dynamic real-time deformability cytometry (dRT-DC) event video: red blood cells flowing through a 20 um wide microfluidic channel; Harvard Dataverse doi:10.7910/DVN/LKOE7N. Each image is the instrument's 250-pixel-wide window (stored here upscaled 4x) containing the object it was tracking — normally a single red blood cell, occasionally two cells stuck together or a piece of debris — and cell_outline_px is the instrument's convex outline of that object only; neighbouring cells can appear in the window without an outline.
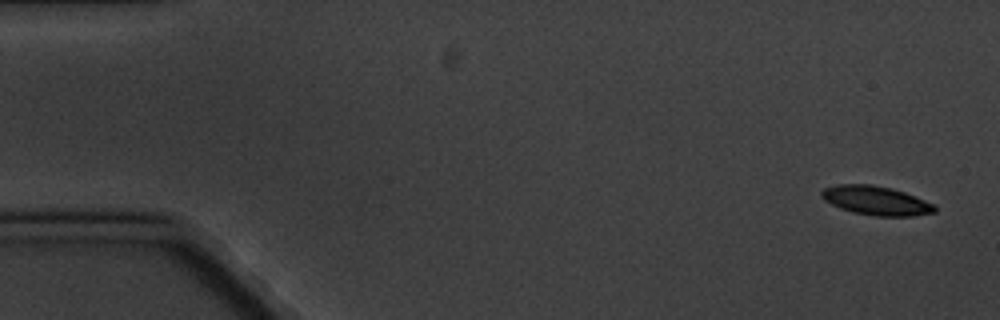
{"species": "common noctule bat (a hibernating species)", "species_latin": "Nyctalus noctula", "temperature_condition": "cold", "stored_images_in_passage": 5, "camera_frame_rate_fps": 3000, "um_per_image_px": 0.085, "animal": {"sex": "male", "body_mass_g": 20.1, "forearm_length_mm": 53.5}, "frame": {"image": 1, "passage_image": 1, "time_ms": 0.0, "image_size_px": [1000, 320], "cell_outline_px": [[936, 212], [912, 216], [876, 216], [852, 212], [840, 208], [824, 200], [820, 196], [820, 192], [824, 188], [836, 184], [872, 184], [892, 188], [904, 192], [936, 204]], "centroid_in_image_um": [74.46, 17.04], "position_along_channel_um": 10.5, "area_um2": 19.31}}